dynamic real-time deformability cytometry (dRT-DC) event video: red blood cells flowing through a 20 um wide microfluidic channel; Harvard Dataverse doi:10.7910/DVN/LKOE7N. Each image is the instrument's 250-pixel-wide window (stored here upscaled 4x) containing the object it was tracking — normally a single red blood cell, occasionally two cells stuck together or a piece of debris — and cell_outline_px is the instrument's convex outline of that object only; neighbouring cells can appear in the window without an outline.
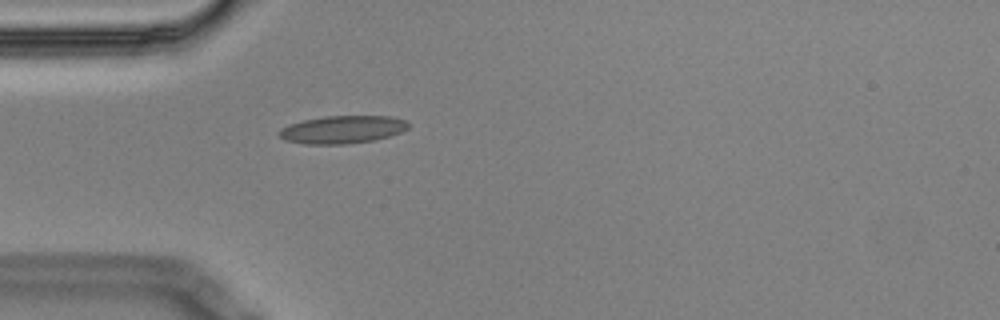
{"species": "Egyptian fruit bat (a non-hibernating species)", "species_latin": "Rousettus aegyptiacus", "temperature_condition": "cold", "stored_images_in_passage": 1, "camera_frame_rate_fps": 3000, "um_per_image_px": 0.085, "animal": {"sex": "male"}, "frame": {"image": 1, "passage_image": 1, "time_ms": 0.0, "image_size_px": [1000, 320], "cell_outline_px": [[408, 128], [400, 132], [388, 136], [372, 140], [344, 144], [304, 144], [284, 140], [276, 132], [280, 128], [288, 124], [304, 120], [324, 116], [392, 116], [404, 120], [408, 124]], "centroid_in_image_um": [29.04, 11.01], "position_along_channel_um": 56.0, "area_um2": 20.87}}